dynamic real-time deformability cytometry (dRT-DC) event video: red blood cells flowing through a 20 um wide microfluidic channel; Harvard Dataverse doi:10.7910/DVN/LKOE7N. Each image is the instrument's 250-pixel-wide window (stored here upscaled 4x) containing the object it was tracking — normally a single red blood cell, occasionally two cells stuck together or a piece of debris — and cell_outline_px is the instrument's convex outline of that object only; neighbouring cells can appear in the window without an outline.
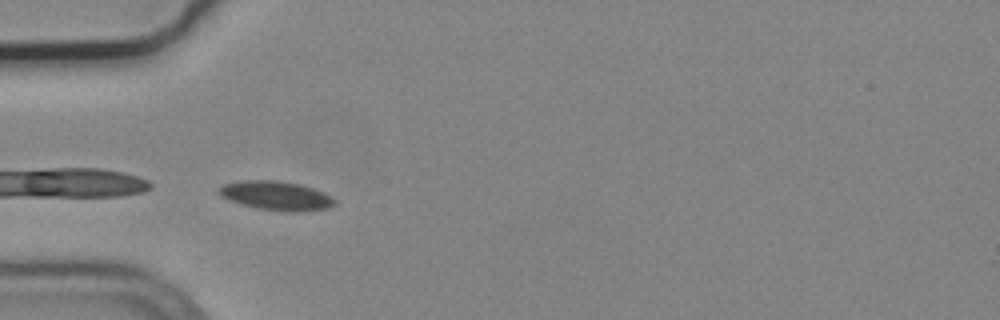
{"species": "common noctule bat (a hibernating species)", "species_latin": "Nyctalus noctula", "temperature_condition": "cold", "stored_images_in_passage": 30, "camera_frame_rate_fps": 3000, "um_per_image_px": 0.085, "animal": {"sex": "male", "body_mass_g": 19.2, "forearm_length_mm": 51.8}, "frame": {"image": 1, "passage_image": 1, "time_ms": 0.0, "image_size_px": [1000, 320], "cell_outline_px": [[336, 204], [328, 208], [300, 212], [288, 212], [256, 208], [240, 204], [228, 200], [220, 196], [220, 188], [224, 184], [244, 180], [276, 180], [300, 184], [324, 192], [332, 196], [336, 200]], "centroid_in_image_um": [23.51, 16.64], "position_along_channel_um": 61.5, "area_um2": 19.71}}
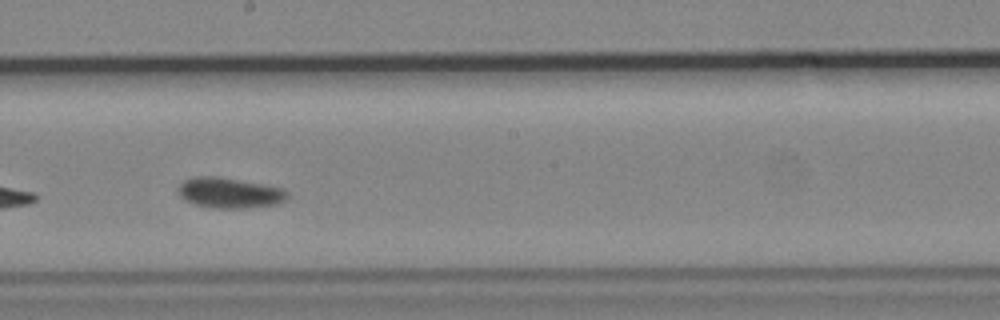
{"frame": {"image": 2, "passage_image": 15, "time_ms": 4.667, "image_size_px": [1000, 320], "cell_outline_px": [[288, 196], [280, 204], [244, 208], [216, 208], [196, 204], [184, 200], [180, 196], [176, 188], [184, 180], [196, 176], [220, 176], [264, 184], [284, 188], [288, 192]], "centroid_in_image_um": [19.52, 16.38], "position_along_channel_um": 228.7, "area_um2": 19.59}}
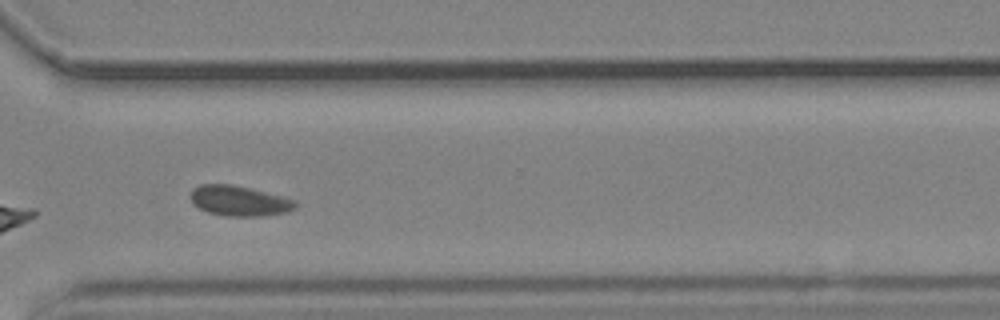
{"frame": {"image": 3, "passage_image": 25, "time_ms": 8.0, "image_size_px": [1000, 320], "cell_outline_px": [[296, 208], [288, 212], [260, 216], [228, 216], [208, 212], [192, 204], [192, 188], [200, 184], [232, 184], [296, 200]], "centroid_in_image_um": [20.33, 17.07], "position_along_channel_um": 350.3, "area_um2": 18.26}}